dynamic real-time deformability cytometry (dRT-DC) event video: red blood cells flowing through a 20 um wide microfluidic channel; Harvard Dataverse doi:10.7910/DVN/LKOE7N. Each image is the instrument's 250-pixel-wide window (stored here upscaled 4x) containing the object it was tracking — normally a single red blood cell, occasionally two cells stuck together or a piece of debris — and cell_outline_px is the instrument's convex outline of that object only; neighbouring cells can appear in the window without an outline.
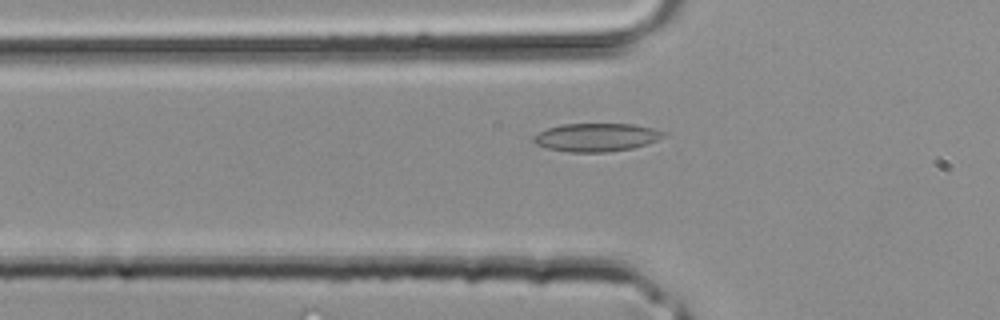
{"species": "common noctule bat (a hibernating species)", "species_latin": "Nyctalus noctula", "temperature_condition": "room temperature", "stored_images_in_passage": 4, "camera_frame_rate_fps": 3000, "um_per_image_px": 0.085, "animal": {"sex": "male", "body_mass_g": 20.4}, "frame": {"image": 1, "passage_image": 4, "time_ms": 1.0, "image_size_px": [1000, 320], "cell_outline_px": [[668, 132], [664, 136], [656, 140], [632, 148], [608, 152], [568, 152], [548, 148], [536, 144], [532, 140], [540, 132], [548, 128], [560, 124], [632, 124], [652, 128]], "centroid_in_image_um": [50.7, 11.67], "position_along_channel_um": 75.1, "area_um2": 21.15}}